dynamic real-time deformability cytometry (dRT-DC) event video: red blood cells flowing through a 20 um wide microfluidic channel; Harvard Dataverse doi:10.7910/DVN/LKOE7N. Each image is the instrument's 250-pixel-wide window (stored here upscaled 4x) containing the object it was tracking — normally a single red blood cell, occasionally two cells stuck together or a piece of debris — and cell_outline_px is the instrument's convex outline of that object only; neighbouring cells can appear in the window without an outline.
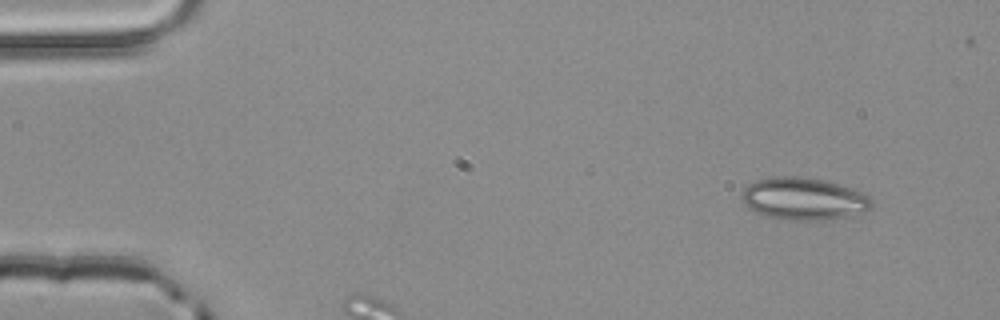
{"species": "common noctule bat (a hibernating species)", "species_latin": "Nyctalus noctula", "temperature_condition": "room temperature", "stored_images_in_passage": 3, "camera_frame_rate_fps": 3000, "um_per_image_px": 0.085, "animal": {"sex": "male", "body_mass_g": 20.4}, "frame": {"image": 1, "passage_image": 1, "time_ms": 0.0, "image_size_px": [1000, 320], "cell_outline_px": [[872, 204], [864, 212], [824, 220], [792, 220], [764, 216], [748, 208], [740, 200], [740, 192], [748, 184], [756, 180], [772, 176], [796, 176], [820, 180], [852, 188], [868, 196], [872, 200]], "centroid_in_image_um": [68.22, 16.89], "position_along_channel_um": 16.8, "area_um2": 31.91}}